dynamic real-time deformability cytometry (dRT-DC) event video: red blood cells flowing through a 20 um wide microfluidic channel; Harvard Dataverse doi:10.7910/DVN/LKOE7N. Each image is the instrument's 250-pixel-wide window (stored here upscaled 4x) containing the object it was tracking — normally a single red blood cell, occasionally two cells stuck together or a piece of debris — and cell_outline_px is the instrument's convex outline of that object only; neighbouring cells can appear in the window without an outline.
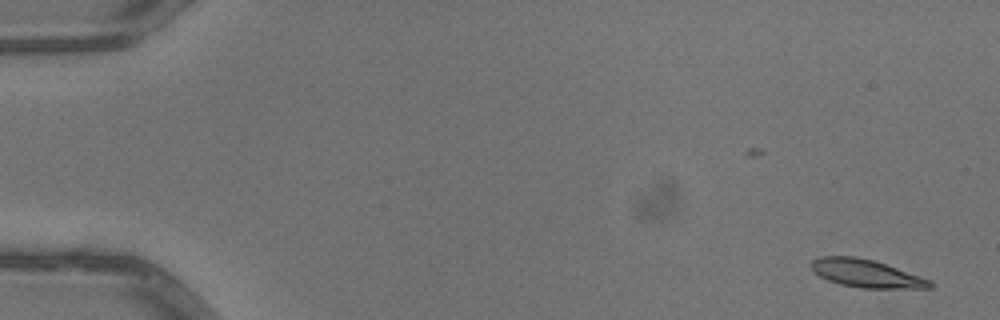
{"species": "common noctule bat (a hibernating species)", "species_latin": "Nyctalus noctula", "temperature_condition": "warm", "stored_images_in_passage": 4, "camera_frame_rate_fps": 3000, "um_per_image_px": 0.085, "animal": {"sex": "male", "body_mass_g": 13.3}, "frame": {"image": 1, "passage_image": 1, "time_ms": 0.0, "image_size_px": [1000, 320], "cell_outline_px": [[932, 288], [860, 288], [840, 284], [828, 280], [812, 272], [808, 264], [812, 260], [820, 256], [856, 256], [872, 260], [896, 268], [928, 280], [932, 284]], "centroid_in_image_um": [73.5, 23.23], "position_along_channel_um": 11.5, "area_um2": 19.07}}
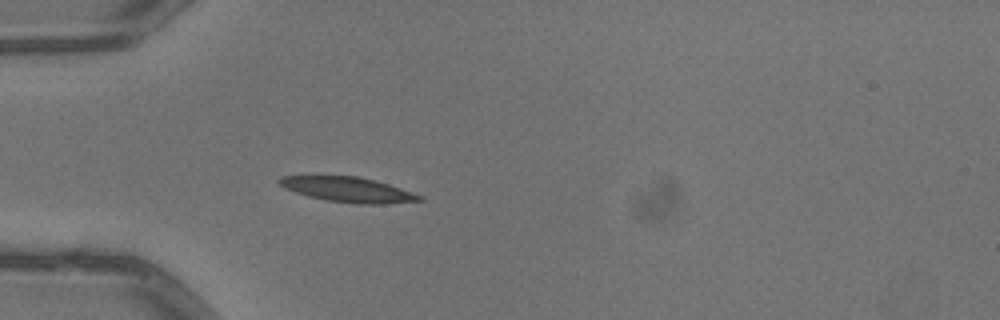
{"frame": {"image": 2, "passage_image": 4, "time_ms": 1.0, "image_size_px": [1000, 320], "cell_outline_px": [[424, 200], [384, 204], [356, 204], [328, 200], [308, 196], [284, 188], [276, 180], [280, 176], [356, 176], [388, 184], [424, 196]], "centroid_in_image_um": [29.59, 16.12], "position_along_channel_um": 55.4, "area_um2": 20.23}}